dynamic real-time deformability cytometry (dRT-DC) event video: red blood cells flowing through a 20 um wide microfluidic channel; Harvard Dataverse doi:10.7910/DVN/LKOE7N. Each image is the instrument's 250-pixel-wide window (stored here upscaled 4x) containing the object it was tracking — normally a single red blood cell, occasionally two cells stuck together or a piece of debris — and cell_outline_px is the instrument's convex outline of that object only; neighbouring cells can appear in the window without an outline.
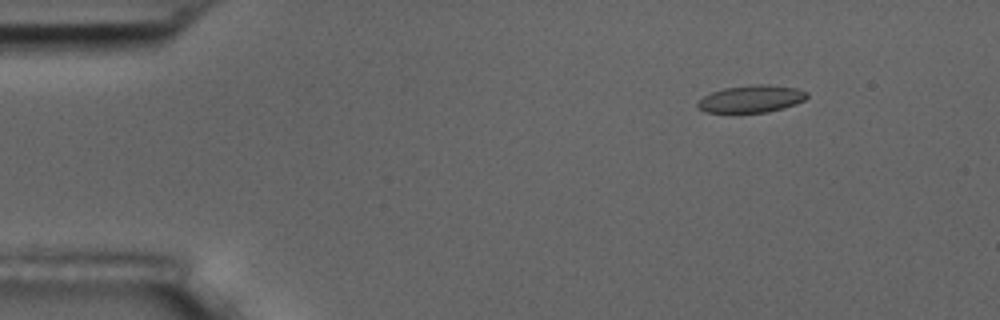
{"species": "common noctule bat (a hibernating species)", "species_latin": "Nyctalus noctula", "temperature_condition": "room temperature", "stored_images_in_passage": 6, "camera_frame_rate_fps": 3000, "um_per_image_px": 0.085, "animal": {"sex": "male", "body_mass_g": 17.5, "forearm_length_mm": 52.3}, "frame": {"image": 1, "passage_image": 2, "time_ms": 1.333, "image_size_px": [1000, 320], "cell_outline_px": [[808, 96], [804, 100], [796, 104], [784, 108], [768, 112], [704, 112], [696, 108], [696, 104], [704, 96], [712, 92], [724, 88], [756, 84], [768, 84], [796, 88], [808, 92]], "centroid_in_image_um": [63.87, 8.4], "position_along_channel_um": 21.1, "area_um2": 17.4}}
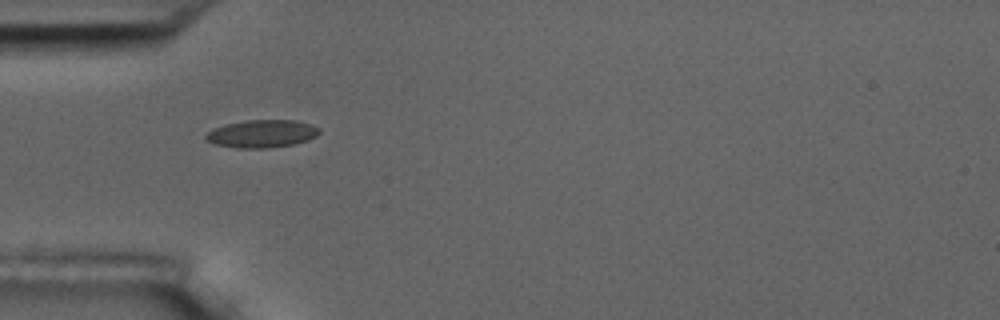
{"frame": {"image": 2, "passage_image": 5, "time_ms": 4.667, "image_size_px": [1000, 320], "cell_outline_px": [[320, 132], [316, 136], [308, 140], [292, 144], [268, 148], [240, 148], [216, 144], [204, 140], [204, 136], [212, 128], [244, 120], [296, 120], [312, 124], [320, 128]], "centroid_in_image_um": [22.27, 11.36], "position_along_channel_um": 62.7, "area_um2": 18.38}}